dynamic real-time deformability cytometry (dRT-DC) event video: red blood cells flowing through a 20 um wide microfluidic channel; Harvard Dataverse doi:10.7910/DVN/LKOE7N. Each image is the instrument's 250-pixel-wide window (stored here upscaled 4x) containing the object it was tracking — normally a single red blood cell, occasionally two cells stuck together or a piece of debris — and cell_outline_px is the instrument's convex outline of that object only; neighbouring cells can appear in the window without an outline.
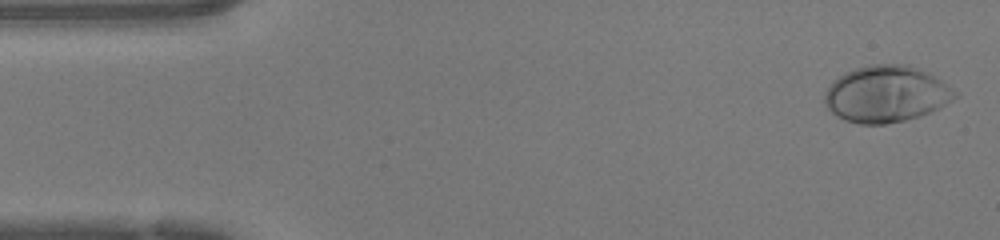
{"species": "human", "species_latin": "Homo sapiens", "temperature_condition": "warm", "stored_images_in_passage": 46, "camera_frame_rate_fps": 3000, "um_per_image_px": 0.085, "donor": {"sex": "female"}, "frame": {"image": 1, "passage_image": 1, "time_ms": 0.0, "image_size_px": [1000, 240], "cell_outline_px": [[960, 96], [940, 108], [920, 116], [904, 120], [884, 124], [860, 124], [844, 120], [836, 116], [824, 104], [824, 92], [832, 80], [844, 72], [868, 64], [908, 64], [928, 72], [960, 92]], "centroid_in_image_um": [75.34, 7.98], "position_along_channel_um": 9.7, "area_um2": 43.52}}
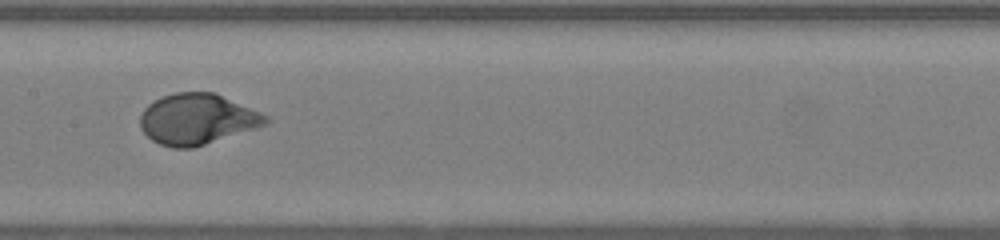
{"frame": {"image": 2, "passage_image": 22, "time_ms": 7.0, "image_size_px": [1000, 240], "cell_outline_px": [[268, 120], [264, 124], [256, 128], [192, 148], [172, 148], [160, 144], [152, 140], [140, 128], [140, 116], [144, 108], [148, 104], [164, 96], [176, 92], [216, 92], [260, 112], [268, 116]], "centroid_in_image_um": [16.74, 10.12], "position_along_channel_um": 190.7, "area_um2": 36.88}}
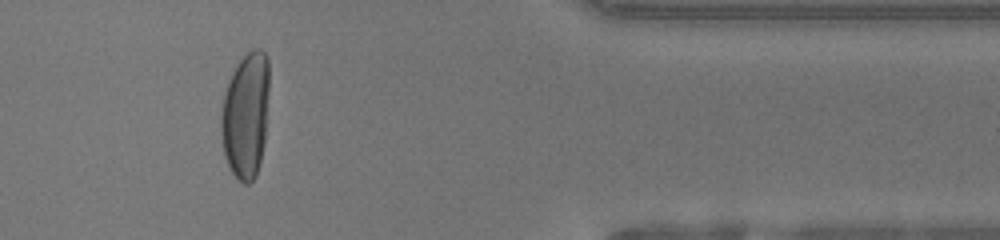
{"frame": {"image": 3, "passage_image": 38, "time_ms": 12.333, "image_size_px": [1000, 240], "cell_outline_px": [[268, 92], [264, 144], [256, 176], [248, 184], [244, 184], [232, 172], [228, 164], [224, 152], [220, 132], [220, 116], [224, 92], [228, 80], [232, 72], [240, 60], [248, 52], [256, 48], [260, 48], [268, 56]], "centroid_in_image_um": [20.87, 9.77], "position_along_channel_um": 390.5, "area_um2": 35.32}, "authors_computed_cell_mechanics": {"area_um2": 36.8764, "velocity_mm_per_s": 4.2837, "shape_relaxation_time_tau1_ms": 3.2762, "shape_relaxation_time_tau2_ms": null, "deformation_change_tau1": 0.2137, "deformation_change_tau2": null}}